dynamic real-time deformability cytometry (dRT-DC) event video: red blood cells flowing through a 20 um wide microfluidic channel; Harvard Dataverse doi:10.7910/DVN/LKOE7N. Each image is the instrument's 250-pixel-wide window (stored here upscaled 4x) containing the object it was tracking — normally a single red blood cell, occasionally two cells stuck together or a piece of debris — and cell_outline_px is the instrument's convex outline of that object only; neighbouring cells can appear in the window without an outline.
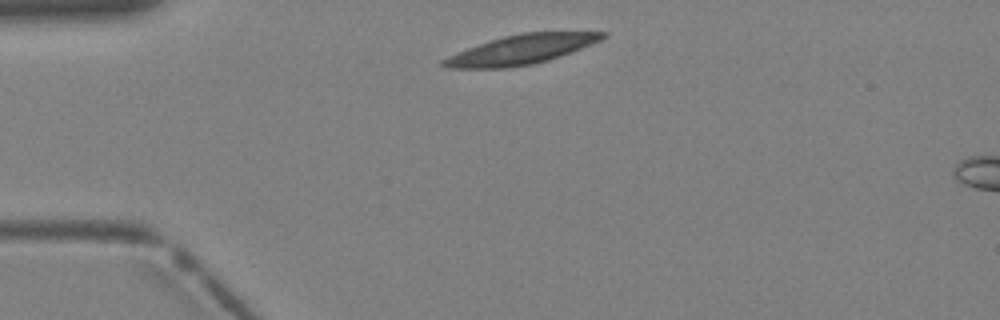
{"species": "Egyptian fruit bat (a non-hibernating species)", "species_latin": "Rousettus aegyptiacus", "temperature_condition": "warm", "stored_images_in_passage": 3, "camera_frame_rate_fps": 3000, "um_per_image_px": 0.085, "animal": {"sex": "female"}, "frame": {"image": 1, "passage_image": 1, "time_ms": 0.0, "image_size_px": [1000, 320], "cell_outline_px": [[608, 36], [592, 44], [560, 56], [548, 60], [532, 64], [508, 68], [448, 68], [440, 64], [440, 60], [448, 56], [468, 48], [504, 36], [524, 32], [608, 32]], "centroid_in_image_um": [44.31, 4.22], "position_along_channel_um": 40.7, "area_um2": 26.99}}